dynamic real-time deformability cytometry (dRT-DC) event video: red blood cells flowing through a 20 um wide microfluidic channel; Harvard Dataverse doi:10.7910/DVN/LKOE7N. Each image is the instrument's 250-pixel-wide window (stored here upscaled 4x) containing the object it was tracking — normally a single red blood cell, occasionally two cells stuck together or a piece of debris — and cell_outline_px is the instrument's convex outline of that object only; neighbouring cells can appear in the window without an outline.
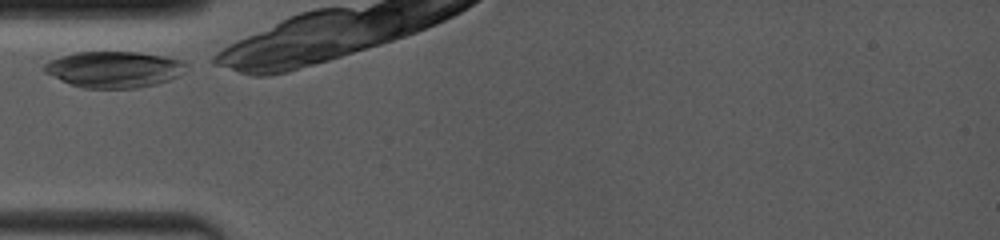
{"species": "common noctule bat (a hibernating species)", "species_latin": "Nyctalus noctula", "temperature_condition": "room temperature", "stored_images_in_passage": 21, "camera_frame_rate_fps": 4000, "um_per_image_px": 0.085, "animal": {"sex": "female", "body_mass_g": 19.0, "forearm_length_mm": 53.3}, "frame": {"image": 1, "passage_image": 1, "time_ms": 0.0, "image_size_px": [1000, 240], "cell_outline_px": [[188, 64], [176, 76], [168, 80], [156, 84], [136, 88], [84, 88], [72, 84], [44, 72], [40, 68], [48, 60], [60, 56], [76, 52], [140, 52], [180, 60]], "centroid_in_image_um": [9.62, 5.89], "position_along_channel_um": 75.4, "area_um2": 29.65}}
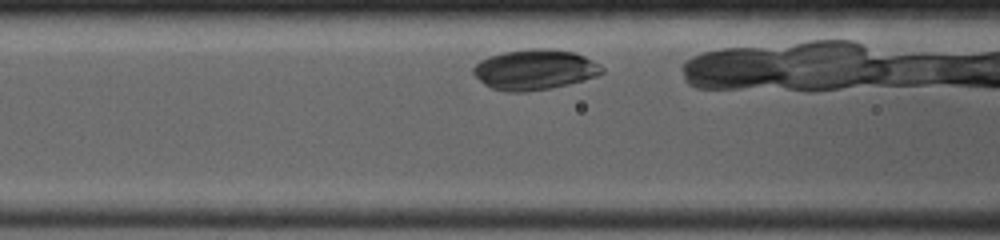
{"frame": {"image": 2, "passage_image": 4, "time_ms": 1.25, "image_size_px": [1000, 240], "cell_outline_px": [[604, 72], [596, 76], [568, 84], [552, 88], [524, 92], [508, 92], [492, 88], [484, 84], [472, 72], [472, 68], [480, 60], [488, 56], [504, 52], [528, 48], [552, 48], [576, 52], [600, 64], [604, 68]], "centroid_in_image_um": [45.45, 5.9], "position_along_channel_um": 121.1, "area_um2": 30.46}}